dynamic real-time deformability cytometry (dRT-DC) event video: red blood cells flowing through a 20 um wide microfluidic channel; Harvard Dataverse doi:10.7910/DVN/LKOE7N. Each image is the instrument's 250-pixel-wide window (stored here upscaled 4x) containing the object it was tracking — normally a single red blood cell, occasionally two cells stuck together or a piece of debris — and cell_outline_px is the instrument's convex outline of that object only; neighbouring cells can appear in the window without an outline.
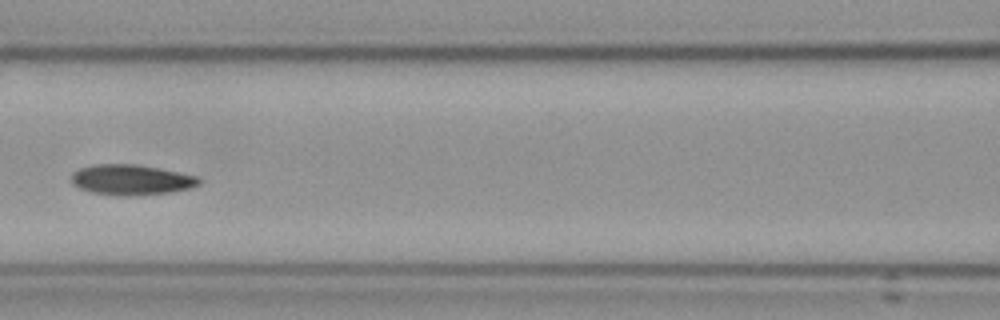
{"species": "Egyptian fruit bat (a non-hibernating species)", "species_latin": "Rousettus aegyptiacus", "temperature_condition": "cold", "stored_images_in_passage": 7, "camera_frame_rate_fps": 3000, "um_per_image_px": 0.085, "frame": {"image": 1, "passage_image": 7, "time_ms": 8.0, "image_size_px": [1000, 320], "cell_outline_px": [[200, 184], [192, 188], [168, 192], [140, 196], [116, 196], [92, 192], [80, 188], [72, 184], [72, 172], [80, 168], [92, 164], [136, 164], [160, 168], [200, 176]], "centroid_in_image_um": [11.18, 15.28], "position_along_channel_um": 155.4, "area_um2": 22.95}}